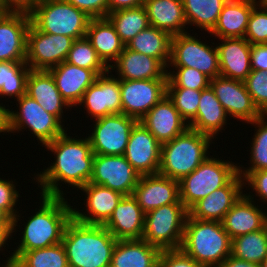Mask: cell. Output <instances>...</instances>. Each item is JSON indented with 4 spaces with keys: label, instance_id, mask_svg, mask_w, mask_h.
Wrapping results in <instances>:
<instances>
[{
    "label": "cell",
    "instance_id": "obj_34",
    "mask_svg": "<svg viewBox=\"0 0 267 267\" xmlns=\"http://www.w3.org/2000/svg\"><path fill=\"white\" fill-rule=\"evenodd\" d=\"M171 39L172 36L168 32L149 26L130 40L126 47L158 59L167 68L170 61Z\"/></svg>",
    "mask_w": 267,
    "mask_h": 267
},
{
    "label": "cell",
    "instance_id": "obj_10",
    "mask_svg": "<svg viewBox=\"0 0 267 267\" xmlns=\"http://www.w3.org/2000/svg\"><path fill=\"white\" fill-rule=\"evenodd\" d=\"M190 67L204 73L210 79L220 76L219 55L214 48L199 41L189 33L172 36L169 67Z\"/></svg>",
    "mask_w": 267,
    "mask_h": 267
},
{
    "label": "cell",
    "instance_id": "obj_33",
    "mask_svg": "<svg viewBox=\"0 0 267 267\" xmlns=\"http://www.w3.org/2000/svg\"><path fill=\"white\" fill-rule=\"evenodd\" d=\"M228 115L209 86L201 90L197 115L188 123V127L214 139L216 134L224 130Z\"/></svg>",
    "mask_w": 267,
    "mask_h": 267
},
{
    "label": "cell",
    "instance_id": "obj_44",
    "mask_svg": "<svg viewBox=\"0 0 267 267\" xmlns=\"http://www.w3.org/2000/svg\"><path fill=\"white\" fill-rule=\"evenodd\" d=\"M244 38L251 45L267 43V7L261 3L251 11Z\"/></svg>",
    "mask_w": 267,
    "mask_h": 267
},
{
    "label": "cell",
    "instance_id": "obj_52",
    "mask_svg": "<svg viewBox=\"0 0 267 267\" xmlns=\"http://www.w3.org/2000/svg\"><path fill=\"white\" fill-rule=\"evenodd\" d=\"M145 0H108V13L144 6Z\"/></svg>",
    "mask_w": 267,
    "mask_h": 267
},
{
    "label": "cell",
    "instance_id": "obj_49",
    "mask_svg": "<svg viewBox=\"0 0 267 267\" xmlns=\"http://www.w3.org/2000/svg\"><path fill=\"white\" fill-rule=\"evenodd\" d=\"M243 181L248 183V187L250 186L253 189V192H256V196H259L262 202L265 203L267 201V169L252 171L243 179Z\"/></svg>",
    "mask_w": 267,
    "mask_h": 267
},
{
    "label": "cell",
    "instance_id": "obj_21",
    "mask_svg": "<svg viewBox=\"0 0 267 267\" xmlns=\"http://www.w3.org/2000/svg\"><path fill=\"white\" fill-rule=\"evenodd\" d=\"M150 133L164 144L182 134L188 127L166 95L140 121Z\"/></svg>",
    "mask_w": 267,
    "mask_h": 267
},
{
    "label": "cell",
    "instance_id": "obj_60",
    "mask_svg": "<svg viewBox=\"0 0 267 267\" xmlns=\"http://www.w3.org/2000/svg\"><path fill=\"white\" fill-rule=\"evenodd\" d=\"M260 3H261L263 6L267 7V0H262Z\"/></svg>",
    "mask_w": 267,
    "mask_h": 267
},
{
    "label": "cell",
    "instance_id": "obj_25",
    "mask_svg": "<svg viewBox=\"0 0 267 267\" xmlns=\"http://www.w3.org/2000/svg\"><path fill=\"white\" fill-rule=\"evenodd\" d=\"M117 69L120 80L168 79L167 68L156 58L128 49L126 46L109 71Z\"/></svg>",
    "mask_w": 267,
    "mask_h": 267
},
{
    "label": "cell",
    "instance_id": "obj_55",
    "mask_svg": "<svg viewBox=\"0 0 267 267\" xmlns=\"http://www.w3.org/2000/svg\"><path fill=\"white\" fill-rule=\"evenodd\" d=\"M9 110L5 106L0 104V133H10L9 127Z\"/></svg>",
    "mask_w": 267,
    "mask_h": 267
},
{
    "label": "cell",
    "instance_id": "obj_31",
    "mask_svg": "<svg viewBox=\"0 0 267 267\" xmlns=\"http://www.w3.org/2000/svg\"><path fill=\"white\" fill-rule=\"evenodd\" d=\"M160 253L143 239L117 240L110 267H157Z\"/></svg>",
    "mask_w": 267,
    "mask_h": 267
},
{
    "label": "cell",
    "instance_id": "obj_56",
    "mask_svg": "<svg viewBox=\"0 0 267 267\" xmlns=\"http://www.w3.org/2000/svg\"><path fill=\"white\" fill-rule=\"evenodd\" d=\"M8 258L7 261H5V265L3 264L2 267H26L15 257L10 256Z\"/></svg>",
    "mask_w": 267,
    "mask_h": 267
},
{
    "label": "cell",
    "instance_id": "obj_47",
    "mask_svg": "<svg viewBox=\"0 0 267 267\" xmlns=\"http://www.w3.org/2000/svg\"><path fill=\"white\" fill-rule=\"evenodd\" d=\"M157 267H203L194 259L179 250H162Z\"/></svg>",
    "mask_w": 267,
    "mask_h": 267
},
{
    "label": "cell",
    "instance_id": "obj_37",
    "mask_svg": "<svg viewBox=\"0 0 267 267\" xmlns=\"http://www.w3.org/2000/svg\"><path fill=\"white\" fill-rule=\"evenodd\" d=\"M107 18L125 45L139 32L150 26L144 6L111 12L108 13Z\"/></svg>",
    "mask_w": 267,
    "mask_h": 267
},
{
    "label": "cell",
    "instance_id": "obj_13",
    "mask_svg": "<svg viewBox=\"0 0 267 267\" xmlns=\"http://www.w3.org/2000/svg\"><path fill=\"white\" fill-rule=\"evenodd\" d=\"M140 176L124 155L95 154L90 182L123 195H133Z\"/></svg>",
    "mask_w": 267,
    "mask_h": 267
},
{
    "label": "cell",
    "instance_id": "obj_43",
    "mask_svg": "<svg viewBox=\"0 0 267 267\" xmlns=\"http://www.w3.org/2000/svg\"><path fill=\"white\" fill-rule=\"evenodd\" d=\"M167 96L172 100L176 110L187 124L197 115L201 91L187 88H167Z\"/></svg>",
    "mask_w": 267,
    "mask_h": 267
},
{
    "label": "cell",
    "instance_id": "obj_27",
    "mask_svg": "<svg viewBox=\"0 0 267 267\" xmlns=\"http://www.w3.org/2000/svg\"><path fill=\"white\" fill-rule=\"evenodd\" d=\"M48 71L53 76L61 96L71 108L78 105L85 91L98 77L93 70L78 67L66 61Z\"/></svg>",
    "mask_w": 267,
    "mask_h": 267
},
{
    "label": "cell",
    "instance_id": "obj_24",
    "mask_svg": "<svg viewBox=\"0 0 267 267\" xmlns=\"http://www.w3.org/2000/svg\"><path fill=\"white\" fill-rule=\"evenodd\" d=\"M253 197L244 193L221 221L230 239L253 231L261 230L267 225V213L254 204ZM253 202V203H252Z\"/></svg>",
    "mask_w": 267,
    "mask_h": 267
},
{
    "label": "cell",
    "instance_id": "obj_1",
    "mask_svg": "<svg viewBox=\"0 0 267 267\" xmlns=\"http://www.w3.org/2000/svg\"><path fill=\"white\" fill-rule=\"evenodd\" d=\"M55 155V162L42 173L36 175V182L45 196L65 197L58 186L59 181L80 189L90 182L95 154L88 137L72 138L65 132L44 145Z\"/></svg>",
    "mask_w": 267,
    "mask_h": 267
},
{
    "label": "cell",
    "instance_id": "obj_5",
    "mask_svg": "<svg viewBox=\"0 0 267 267\" xmlns=\"http://www.w3.org/2000/svg\"><path fill=\"white\" fill-rule=\"evenodd\" d=\"M212 139L187 128L173 140L162 144L158 174L180 181L209 157L207 154Z\"/></svg>",
    "mask_w": 267,
    "mask_h": 267
},
{
    "label": "cell",
    "instance_id": "obj_48",
    "mask_svg": "<svg viewBox=\"0 0 267 267\" xmlns=\"http://www.w3.org/2000/svg\"><path fill=\"white\" fill-rule=\"evenodd\" d=\"M91 18H104L108 15V0H66Z\"/></svg>",
    "mask_w": 267,
    "mask_h": 267
},
{
    "label": "cell",
    "instance_id": "obj_28",
    "mask_svg": "<svg viewBox=\"0 0 267 267\" xmlns=\"http://www.w3.org/2000/svg\"><path fill=\"white\" fill-rule=\"evenodd\" d=\"M26 94L61 122L63 107H71L61 96L51 73L46 70H30L27 78Z\"/></svg>",
    "mask_w": 267,
    "mask_h": 267
},
{
    "label": "cell",
    "instance_id": "obj_53",
    "mask_svg": "<svg viewBox=\"0 0 267 267\" xmlns=\"http://www.w3.org/2000/svg\"><path fill=\"white\" fill-rule=\"evenodd\" d=\"M218 267H260V264L240 260L230 255Z\"/></svg>",
    "mask_w": 267,
    "mask_h": 267
},
{
    "label": "cell",
    "instance_id": "obj_19",
    "mask_svg": "<svg viewBox=\"0 0 267 267\" xmlns=\"http://www.w3.org/2000/svg\"><path fill=\"white\" fill-rule=\"evenodd\" d=\"M30 24L29 13L12 11L0 22V62H25Z\"/></svg>",
    "mask_w": 267,
    "mask_h": 267
},
{
    "label": "cell",
    "instance_id": "obj_58",
    "mask_svg": "<svg viewBox=\"0 0 267 267\" xmlns=\"http://www.w3.org/2000/svg\"><path fill=\"white\" fill-rule=\"evenodd\" d=\"M0 222H12V219L0 209Z\"/></svg>",
    "mask_w": 267,
    "mask_h": 267
},
{
    "label": "cell",
    "instance_id": "obj_20",
    "mask_svg": "<svg viewBox=\"0 0 267 267\" xmlns=\"http://www.w3.org/2000/svg\"><path fill=\"white\" fill-rule=\"evenodd\" d=\"M133 196L145 213L163 205L182 203L179 196V181L160 174L140 176Z\"/></svg>",
    "mask_w": 267,
    "mask_h": 267
},
{
    "label": "cell",
    "instance_id": "obj_59",
    "mask_svg": "<svg viewBox=\"0 0 267 267\" xmlns=\"http://www.w3.org/2000/svg\"><path fill=\"white\" fill-rule=\"evenodd\" d=\"M260 267H267V257L262 261Z\"/></svg>",
    "mask_w": 267,
    "mask_h": 267
},
{
    "label": "cell",
    "instance_id": "obj_23",
    "mask_svg": "<svg viewBox=\"0 0 267 267\" xmlns=\"http://www.w3.org/2000/svg\"><path fill=\"white\" fill-rule=\"evenodd\" d=\"M145 212L133 195H124L103 225L117 240L142 239Z\"/></svg>",
    "mask_w": 267,
    "mask_h": 267
},
{
    "label": "cell",
    "instance_id": "obj_32",
    "mask_svg": "<svg viewBox=\"0 0 267 267\" xmlns=\"http://www.w3.org/2000/svg\"><path fill=\"white\" fill-rule=\"evenodd\" d=\"M150 26L171 36L186 33L187 25L182 0H145Z\"/></svg>",
    "mask_w": 267,
    "mask_h": 267
},
{
    "label": "cell",
    "instance_id": "obj_14",
    "mask_svg": "<svg viewBox=\"0 0 267 267\" xmlns=\"http://www.w3.org/2000/svg\"><path fill=\"white\" fill-rule=\"evenodd\" d=\"M167 81L120 80L122 113L140 121L167 95Z\"/></svg>",
    "mask_w": 267,
    "mask_h": 267
},
{
    "label": "cell",
    "instance_id": "obj_36",
    "mask_svg": "<svg viewBox=\"0 0 267 267\" xmlns=\"http://www.w3.org/2000/svg\"><path fill=\"white\" fill-rule=\"evenodd\" d=\"M231 255L240 260L261 264L267 257V225L261 230L232 239Z\"/></svg>",
    "mask_w": 267,
    "mask_h": 267
},
{
    "label": "cell",
    "instance_id": "obj_2",
    "mask_svg": "<svg viewBox=\"0 0 267 267\" xmlns=\"http://www.w3.org/2000/svg\"><path fill=\"white\" fill-rule=\"evenodd\" d=\"M61 243L69 267H110L117 239L103 225L82 223L72 217Z\"/></svg>",
    "mask_w": 267,
    "mask_h": 267
},
{
    "label": "cell",
    "instance_id": "obj_30",
    "mask_svg": "<svg viewBox=\"0 0 267 267\" xmlns=\"http://www.w3.org/2000/svg\"><path fill=\"white\" fill-rule=\"evenodd\" d=\"M253 0H228L224 5L218 22L209 34L221 38H244L249 16L258 4Z\"/></svg>",
    "mask_w": 267,
    "mask_h": 267
},
{
    "label": "cell",
    "instance_id": "obj_57",
    "mask_svg": "<svg viewBox=\"0 0 267 267\" xmlns=\"http://www.w3.org/2000/svg\"><path fill=\"white\" fill-rule=\"evenodd\" d=\"M11 11L4 5H0V22L10 13Z\"/></svg>",
    "mask_w": 267,
    "mask_h": 267
},
{
    "label": "cell",
    "instance_id": "obj_3",
    "mask_svg": "<svg viewBox=\"0 0 267 267\" xmlns=\"http://www.w3.org/2000/svg\"><path fill=\"white\" fill-rule=\"evenodd\" d=\"M40 198L39 211L24 225L20 244L11 254L15 258L25 251L61 243L66 226L73 217V206L64 197L41 195Z\"/></svg>",
    "mask_w": 267,
    "mask_h": 267
},
{
    "label": "cell",
    "instance_id": "obj_22",
    "mask_svg": "<svg viewBox=\"0 0 267 267\" xmlns=\"http://www.w3.org/2000/svg\"><path fill=\"white\" fill-rule=\"evenodd\" d=\"M79 190L87 195L85 198H87L86 208L88 209L85 210L88 211V213H82L74 208L73 217L77 221L86 224L104 225L124 196L118 191L91 182L87 183Z\"/></svg>",
    "mask_w": 267,
    "mask_h": 267
},
{
    "label": "cell",
    "instance_id": "obj_4",
    "mask_svg": "<svg viewBox=\"0 0 267 267\" xmlns=\"http://www.w3.org/2000/svg\"><path fill=\"white\" fill-rule=\"evenodd\" d=\"M180 250L203 267H218L231 255V239L221 222L188 215Z\"/></svg>",
    "mask_w": 267,
    "mask_h": 267
},
{
    "label": "cell",
    "instance_id": "obj_6",
    "mask_svg": "<svg viewBox=\"0 0 267 267\" xmlns=\"http://www.w3.org/2000/svg\"><path fill=\"white\" fill-rule=\"evenodd\" d=\"M31 24L43 33L64 35L74 40L86 37L89 17L66 0L40 1L30 12Z\"/></svg>",
    "mask_w": 267,
    "mask_h": 267
},
{
    "label": "cell",
    "instance_id": "obj_18",
    "mask_svg": "<svg viewBox=\"0 0 267 267\" xmlns=\"http://www.w3.org/2000/svg\"><path fill=\"white\" fill-rule=\"evenodd\" d=\"M247 183L237 173L224 187L196 202L189 210L188 215L194 219L221 222L226 213L243 195L242 189Z\"/></svg>",
    "mask_w": 267,
    "mask_h": 267
},
{
    "label": "cell",
    "instance_id": "obj_46",
    "mask_svg": "<svg viewBox=\"0 0 267 267\" xmlns=\"http://www.w3.org/2000/svg\"><path fill=\"white\" fill-rule=\"evenodd\" d=\"M19 192L16 190V186L13 181L3 180L0 178V209H2L12 219V233L15 232L17 222L20 221V217L17 213L16 202H18Z\"/></svg>",
    "mask_w": 267,
    "mask_h": 267
},
{
    "label": "cell",
    "instance_id": "obj_38",
    "mask_svg": "<svg viewBox=\"0 0 267 267\" xmlns=\"http://www.w3.org/2000/svg\"><path fill=\"white\" fill-rule=\"evenodd\" d=\"M30 70L26 62H0V96L19 99L26 94Z\"/></svg>",
    "mask_w": 267,
    "mask_h": 267
},
{
    "label": "cell",
    "instance_id": "obj_15",
    "mask_svg": "<svg viewBox=\"0 0 267 267\" xmlns=\"http://www.w3.org/2000/svg\"><path fill=\"white\" fill-rule=\"evenodd\" d=\"M210 87L230 117L250 123L263 115L253 103L244 81L217 76L210 79Z\"/></svg>",
    "mask_w": 267,
    "mask_h": 267
},
{
    "label": "cell",
    "instance_id": "obj_9",
    "mask_svg": "<svg viewBox=\"0 0 267 267\" xmlns=\"http://www.w3.org/2000/svg\"><path fill=\"white\" fill-rule=\"evenodd\" d=\"M17 101L19 112L18 110L17 112L9 110L10 132H19L25 127L29 128L31 134L37 136L36 140H39L42 145H46L67 132L56 116L45 111L37 101L27 94H24Z\"/></svg>",
    "mask_w": 267,
    "mask_h": 267
},
{
    "label": "cell",
    "instance_id": "obj_50",
    "mask_svg": "<svg viewBox=\"0 0 267 267\" xmlns=\"http://www.w3.org/2000/svg\"><path fill=\"white\" fill-rule=\"evenodd\" d=\"M251 69L267 72V43L251 46Z\"/></svg>",
    "mask_w": 267,
    "mask_h": 267
},
{
    "label": "cell",
    "instance_id": "obj_40",
    "mask_svg": "<svg viewBox=\"0 0 267 267\" xmlns=\"http://www.w3.org/2000/svg\"><path fill=\"white\" fill-rule=\"evenodd\" d=\"M66 62L93 70L98 76L104 75L109 71V68L99 58L96 50L86 37L73 41Z\"/></svg>",
    "mask_w": 267,
    "mask_h": 267
},
{
    "label": "cell",
    "instance_id": "obj_35",
    "mask_svg": "<svg viewBox=\"0 0 267 267\" xmlns=\"http://www.w3.org/2000/svg\"><path fill=\"white\" fill-rule=\"evenodd\" d=\"M228 0H182L187 24L210 33Z\"/></svg>",
    "mask_w": 267,
    "mask_h": 267
},
{
    "label": "cell",
    "instance_id": "obj_16",
    "mask_svg": "<svg viewBox=\"0 0 267 267\" xmlns=\"http://www.w3.org/2000/svg\"><path fill=\"white\" fill-rule=\"evenodd\" d=\"M161 145L138 121L131 130L124 156L141 176L158 174Z\"/></svg>",
    "mask_w": 267,
    "mask_h": 267
},
{
    "label": "cell",
    "instance_id": "obj_45",
    "mask_svg": "<svg viewBox=\"0 0 267 267\" xmlns=\"http://www.w3.org/2000/svg\"><path fill=\"white\" fill-rule=\"evenodd\" d=\"M244 84L255 106L263 115H267V72L252 70Z\"/></svg>",
    "mask_w": 267,
    "mask_h": 267
},
{
    "label": "cell",
    "instance_id": "obj_41",
    "mask_svg": "<svg viewBox=\"0 0 267 267\" xmlns=\"http://www.w3.org/2000/svg\"><path fill=\"white\" fill-rule=\"evenodd\" d=\"M17 259L26 267H69L62 243L25 251Z\"/></svg>",
    "mask_w": 267,
    "mask_h": 267
},
{
    "label": "cell",
    "instance_id": "obj_7",
    "mask_svg": "<svg viewBox=\"0 0 267 267\" xmlns=\"http://www.w3.org/2000/svg\"><path fill=\"white\" fill-rule=\"evenodd\" d=\"M238 173L237 164L208 157L179 181L180 201L189 210L214 190L224 187Z\"/></svg>",
    "mask_w": 267,
    "mask_h": 267
},
{
    "label": "cell",
    "instance_id": "obj_17",
    "mask_svg": "<svg viewBox=\"0 0 267 267\" xmlns=\"http://www.w3.org/2000/svg\"><path fill=\"white\" fill-rule=\"evenodd\" d=\"M109 73L98 76L78 103L83 104L94 119L122 113L120 79Z\"/></svg>",
    "mask_w": 267,
    "mask_h": 267
},
{
    "label": "cell",
    "instance_id": "obj_54",
    "mask_svg": "<svg viewBox=\"0 0 267 267\" xmlns=\"http://www.w3.org/2000/svg\"><path fill=\"white\" fill-rule=\"evenodd\" d=\"M8 238H13L12 222H0V251L7 244L6 242L8 241Z\"/></svg>",
    "mask_w": 267,
    "mask_h": 267
},
{
    "label": "cell",
    "instance_id": "obj_39",
    "mask_svg": "<svg viewBox=\"0 0 267 267\" xmlns=\"http://www.w3.org/2000/svg\"><path fill=\"white\" fill-rule=\"evenodd\" d=\"M267 115H262L260 118L255 119L250 124L257 125L258 128L254 134V138L251 143V159L250 167L242 169L240 165L238 166V173L244 179L252 171H260L267 169ZM266 118V119H265Z\"/></svg>",
    "mask_w": 267,
    "mask_h": 267
},
{
    "label": "cell",
    "instance_id": "obj_8",
    "mask_svg": "<svg viewBox=\"0 0 267 267\" xmlns=\"http://www.w3.org/2000/svg\"><path fill=\"white\" fill-rule=\"evenodd\" d=\"M188 210L183 203L163 205L145 213L142 239L162 250H179Z\"/></svg>",
    "mask_w": 267,
    "mask_h": 267
},
{
    "label": "cell",
    "instance_id": "obj_51",
    "mask_svg": "<svg viewBox=\"0 0 267 267\" xmlns=\"http://www.w3.org/2000/svg\"><path fill=\"white\" fill-rule=\"evenodd\" d=\"M40 0H3V5L12 12L29 13Z\"/></svg>",
    "mask_w": 267,
    "mask_h": 267
},
{
    "label": "cell",
    "instance_id": "obj_26",
    "mask_svg": "<svg viewBox=\"0 0 267 267\" xmlns=\"http://www.w3.org/2000/svg\"><path fill=\"white\" fill-rule=\"evenodd\" d=\"M217 44L220 76L244 81L252 71L251 44L245 38H221ZM219 45V46H218Z\"/></svg>",
    "mask_w": 267,
    "mask_h": 267
},
{
    "label": "cell",
    "instance_id": "obj_29",
    "mask_svg": "<svg viewBox=\"0 0 267 267\" xmlns=\"http://www.w3.org/2000/svg\"><path fill=\"white\" fill-rule=\"evenodd\" d=\"M86 38L108 68L112 65L110 62H115L126 46L107 17L91 18Z\"/></svg>",
    "mask_w": 267,
    "mask_h": 267
},
{
    "label": "cell",
    "instance_id": "obj_12",
    "mask_svg": "<svg viewBox=\"0 0 267 267\" xmlns=\"http://www.w3.org/2000/svg\"><path fill=\"white\" fill-rule=\"evenodd\" d=\"M137 119L123 113L95 120L88 136L92 152L98 155H124L132 128Z\"/></svg>",
    "mask_w": 267,
    "mask_h": 267
},
{
    "label": "cell",
    "instance_id": "obj_11",
    "mask_svg": "<svg viewBox=\"0 0 267 267\" xmlns=\"http://www.w3.org/2000/svg\"><path fill=\"white\" fill-rule=\"evenodd\" d=\"M73 41L64 35L43 33L30 24L25 62L31 70L48 71L66 61Z\"/></svg>",
    "mask_w": 267,
    "mask_h": 267
},
{
    "label": "cell",
    "instance_id": "obj_42",
    "mask_svg": "<svg viewBox=\"0 0 267 267\" xmlns=\"http://www.w3.org/2000/svg\"><path fill=\"white\" fill-rule=\"evenodd\" d=\"M174 68L177 72L167 70V88H187L201 91L210 86V78L199 70L190 67Z\"/></svg>",
    "mask_w": 267,
    "mask_h": 267
}]
</instances>
